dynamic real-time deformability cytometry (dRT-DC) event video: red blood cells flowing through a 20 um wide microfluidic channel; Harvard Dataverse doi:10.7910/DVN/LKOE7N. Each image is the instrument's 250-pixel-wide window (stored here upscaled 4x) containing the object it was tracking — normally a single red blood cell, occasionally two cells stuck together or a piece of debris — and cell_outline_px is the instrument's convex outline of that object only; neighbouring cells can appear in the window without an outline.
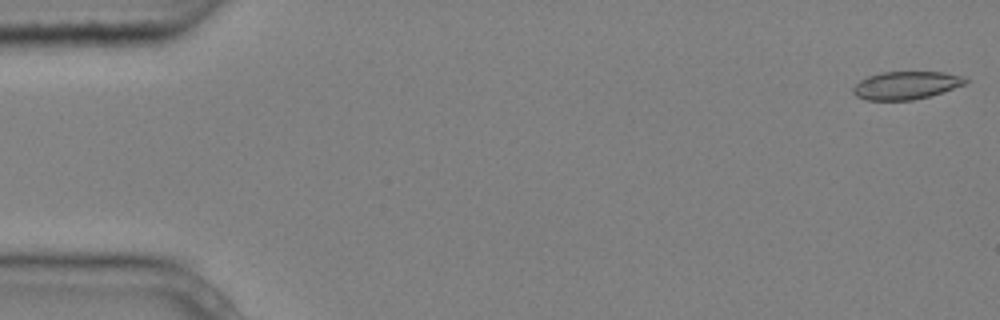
{"species": "common noctule bat (a hibernating species)", "species_latin": "Nyctalus noctula", "temperature_condition": "cold", "stored_images_in_passage": 5, "camera_frame_rate_fps": 3000, "um_per_image_px": 0.085, "animal": {"sex": "male", "body_mass_g": 20.4}, "frame": {"image": 1, "passage_image": 1, "time_ms": 0.0, "image_size_px": [1000, 320], "cell_outline_px": [[968, 80], [964, 84], [928, 96], [912, 100], [864, 100], [856, 96], [852, 92], [852, 88], [860, 80], [868, 76], [880, 72], [944, 72], [968, 76]], "centroid_in_image_um": [76.99, 7.24], "position_along_channel_um": 8.0, "area_um2": 18.26}}
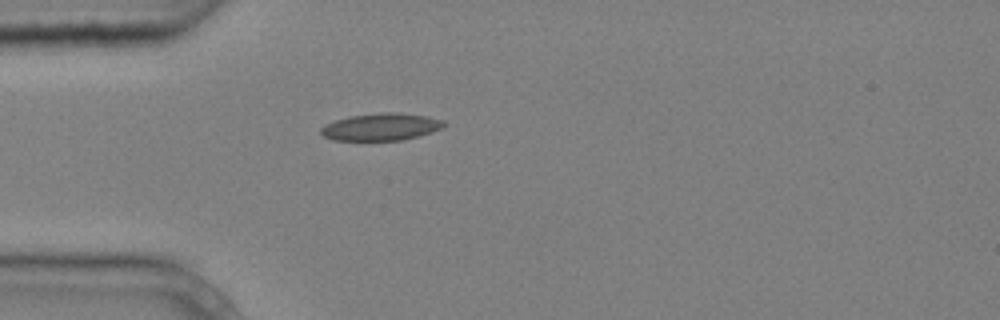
{"frame": {"image": 2, "passage_image": 5, "time_ms": 1.333, "image_size_px": [1000, 320], "cell_outline_px": [[448, 124], [444, 128], [432, 132], [400, 140], [332, 140], [324, 136], [320, 132], [320, 128], [324, 124], [348, 116], [380, 112], [396, 112], [428, 116], [444, 120]], "centroid_in_image_um": [32.41, 10.77], "position_along_channel_um": 52.6, "area_um2": 19.71}}